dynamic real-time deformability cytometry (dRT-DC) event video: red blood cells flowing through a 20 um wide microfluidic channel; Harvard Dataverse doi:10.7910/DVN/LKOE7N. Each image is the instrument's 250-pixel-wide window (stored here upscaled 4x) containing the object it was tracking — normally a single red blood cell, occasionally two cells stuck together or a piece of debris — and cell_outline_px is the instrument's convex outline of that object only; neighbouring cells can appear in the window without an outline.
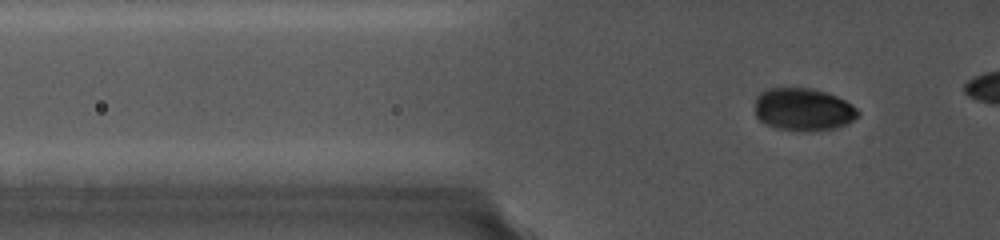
{"species": "common noctule bat (a hibernating species)", "species_latin": "Nyctalus noctula", "temperature_condition": "cold", "stored_images_in_passage": 47, "camera_frame_rate_fps": 5000, "um_per_image_px": 0.085, "animal": {"sex": "female", "body_mass_g": 19.0, "forearm_length_mm": 56.7}, "frame": {"image": 1, "passage_image": 11, "time_ms": 2.2, "image_size_px": [1000, 240], "cell_outline_px": [[860, 112], [848, 124], [836, 128], [812, 132], [800, 132], [776, 128], [764, 124], [756, 116], [756, 96], [772, 88], [808, 88], [824, 92], [836, 96], [844, 100], [856, 108]], "centroid_in_image_um": [68.28, 9.34], "position_along_channel_um": 57.5, "area_um2": 25.61}}
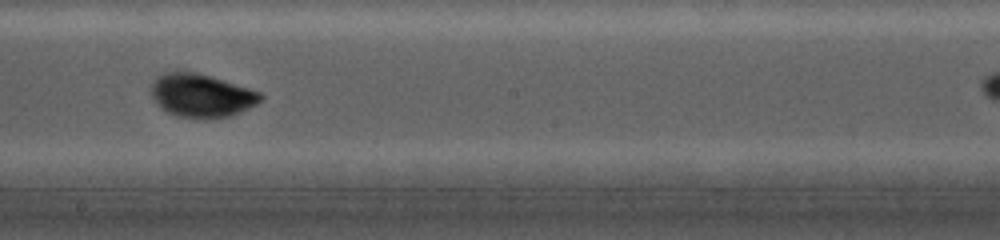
{"frame": {"image": 2, "passage_image": 29, "time_ms": 7.4, "image_size_px": [1000, 240], "cell_outline_px": [[260, 100], [256, 104], [240, 112], [228, 116], [196, 120], [176, 116], [168, 112], [152, 96], [152, 84], [164, 72], [196, 72], [260, 92]], "centroid_in_image_um": [17.11, 8.14], "position_along_channel_um": 231.1, "area_um2": 26.93}}
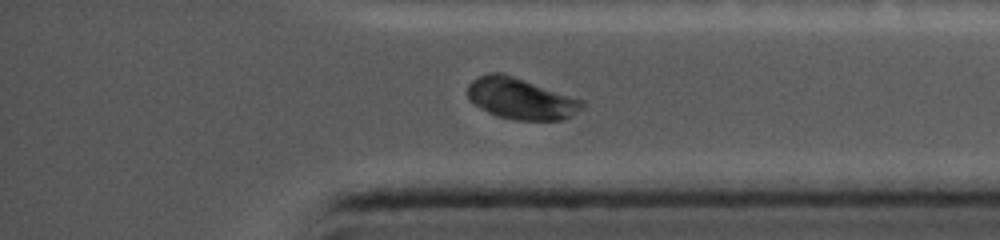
{"frame": {"image": 3, "passage_image": 43, "time_ms": 11.6, "image_size_px": [1000, 240], "cell_outline_px": [[584, 104], [580, 108], [564, 120], [516, 120], [496, 116], [488, 112], [476, 104], [468, 96], [468, 84], [472, 80], [488, 72], [500, 72], [584, 100]], "centroid_in_image_um": [44.26, 8.38], "position_along_channel_um": 390.9, "area_um2": 27.05}}